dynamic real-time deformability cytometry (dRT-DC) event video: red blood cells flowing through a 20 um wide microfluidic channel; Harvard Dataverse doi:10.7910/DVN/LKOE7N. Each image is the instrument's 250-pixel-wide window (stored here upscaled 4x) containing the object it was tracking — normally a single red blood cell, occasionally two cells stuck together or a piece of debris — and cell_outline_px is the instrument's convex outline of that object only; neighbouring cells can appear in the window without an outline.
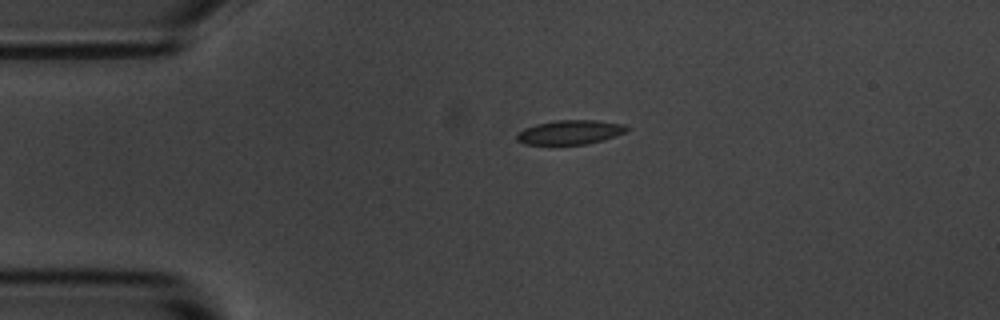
{"species": "common noctule bat (a hibernating species)", "species_latin": "Nyctalus noctula", "temperature_condition": "room temperature", "stored_images_in_passage": 2, "camera_frame_rate_fps": 3000, "um_per_image_px": 0.085, "animal": {"sex": "male", "body_mass_g": 20.1, "forearm_length_mm": 53.5}, "frame": {"image": 1, "passage_image": 1, "time_ms": 0.0, "image_size_px": [1000, 320], "cell_outline_px": [[632, 128], [616, 136], [604, 140], [584, 144], [524, 144], [516, 140], [516, 132], [524, 128], [536, 124], [556, 120], [596, 120], [624, 124]], "centroid_in_image_um": [48.46, 11.23], "position_along_channel_um": 36.5, "area_um2": 15.66}}